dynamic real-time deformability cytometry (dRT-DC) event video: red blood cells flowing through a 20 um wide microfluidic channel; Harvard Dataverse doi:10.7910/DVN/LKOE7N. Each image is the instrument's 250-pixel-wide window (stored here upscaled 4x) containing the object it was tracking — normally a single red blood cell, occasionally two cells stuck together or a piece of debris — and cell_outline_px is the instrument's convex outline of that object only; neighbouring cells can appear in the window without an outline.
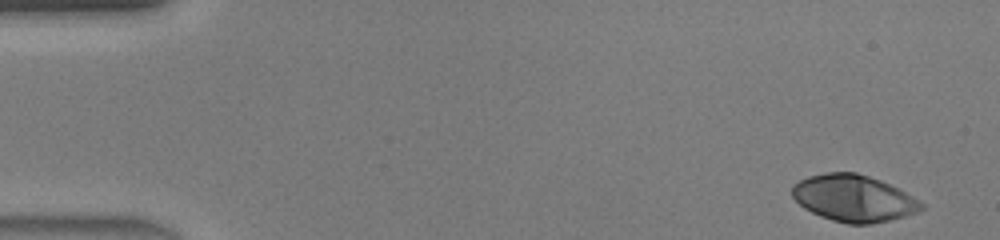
{"species": "human", "species_latin": "Homo sapiens", "temperature_condition": "warm", "stored_images_in_passage": 45, "camera_frame_rate_fps": 3000, "um_per_image_px": 0.085, "donor": {"sex": "male"}, "frame": {"image": 1, "passage_image": 1, "time_ms": 0.0, "image_size_px": [1000, 240], "cell_outline_px": [[924, 208], [916, 212], [904, 216], [872, 224], [848, 224], [832, 220], [820, 216], [804, 208], [792, 196], [792, 184], [808, 176], [824, 172], [856, 172], [880, 180], [900, 188], [924, 204]], "centroid_in_image_um": [72.55, 16.84], "position_along_channel_um": 12.5, "area_um2": 35.2}}
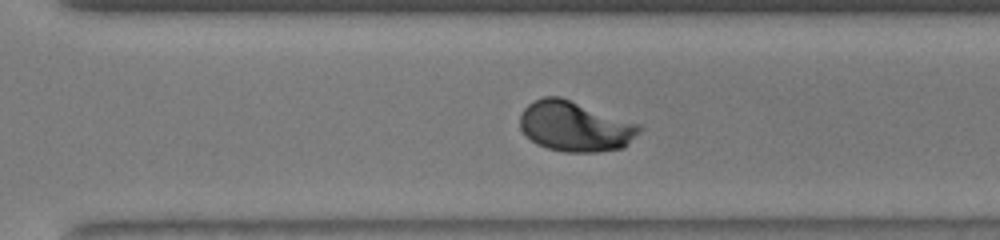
{"frame": {"image": 2, "passage_image": 31, "time_ms": 10.0, "image_size_px": [1000, 240], "cell_outline_px": [[640, 132], [624, 148], [596, 152], [564, 152], [548, 148], [536, 144], [520, 128], [520, 116], [524, 108], [528, 104], [544, 96], [560, 96], [640, 124]], "centroid_in_image_um": [48.89, 10.74], "position_along_channel_um": 321.7, "area_um2": 34.85}}
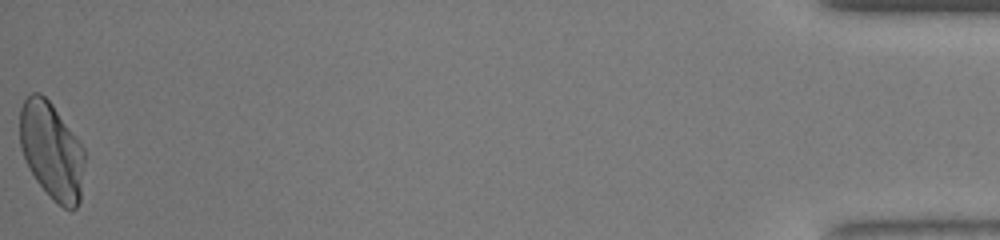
{"frame": {"image": 3, "passage_image": 45, "time_ms": 14.667, "image_size_px": [1000, 240], "cell_outline_px": [[84, 164], [80, 200], [76, 208], [72, 212], [64, 208], [36, 180], [28, 168], [20, 148], [20, 108], [24, 100], [32, 92], [40, 92], [52, 104], [84, 148]], "centroid_in_image_um": [4.38, 12.8], "position_along_channel_um": 430.8, "area_um2": 36.3}, "authors_computed_cell_mechanics": {"area_um2": 34.7956, "velocity_mm_per_s": 4.4563, "shape_relaxation_time_tau1_ms": 2.4784, "shape_relaxation_time_tau2_ms": null, "deformation_change_tau1": 0.1804, "deformation_change_tau2": null}}